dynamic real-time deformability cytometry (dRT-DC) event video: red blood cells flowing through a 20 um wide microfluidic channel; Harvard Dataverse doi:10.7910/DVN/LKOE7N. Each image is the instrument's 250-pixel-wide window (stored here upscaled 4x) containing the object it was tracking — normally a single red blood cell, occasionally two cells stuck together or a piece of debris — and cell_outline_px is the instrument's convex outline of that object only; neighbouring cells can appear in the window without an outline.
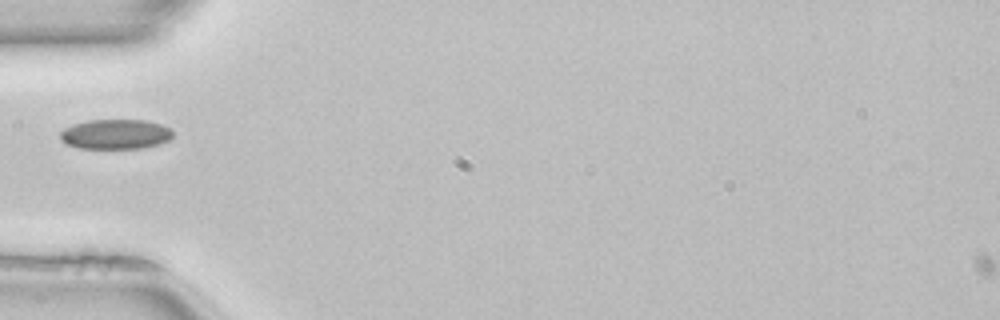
{"species": "common noctule bat (a hibernating species)", "species_latin": "Nyctalus noctula", "temperature_condition": "room temperature", "stored_images_in_passage": 8, "camera_frame_rate_fps": 3000, "um_per_image_px": 0.085, "animal": {"sex": "female", "body_mass_g": 22.7, "forearm_length_mm": 54.2}, "frame": {"image": 1, "passage_image": 1, "time_ms": 0.0, "image_size_px": [1000, 320], "cell_outline_px": [[172, 136], [168, 140], [160, 144], [140, 148], [80, 148], [68, 144], [60, 140], [60, 132], [64, 128], [72, 124], [88, 120], [144, 120], [160, 124], [172, 128]], "centroid_in_image_um": [9.81, 11.4], "position_along_channel_um": 75.2, "area_um2": 19.59}}